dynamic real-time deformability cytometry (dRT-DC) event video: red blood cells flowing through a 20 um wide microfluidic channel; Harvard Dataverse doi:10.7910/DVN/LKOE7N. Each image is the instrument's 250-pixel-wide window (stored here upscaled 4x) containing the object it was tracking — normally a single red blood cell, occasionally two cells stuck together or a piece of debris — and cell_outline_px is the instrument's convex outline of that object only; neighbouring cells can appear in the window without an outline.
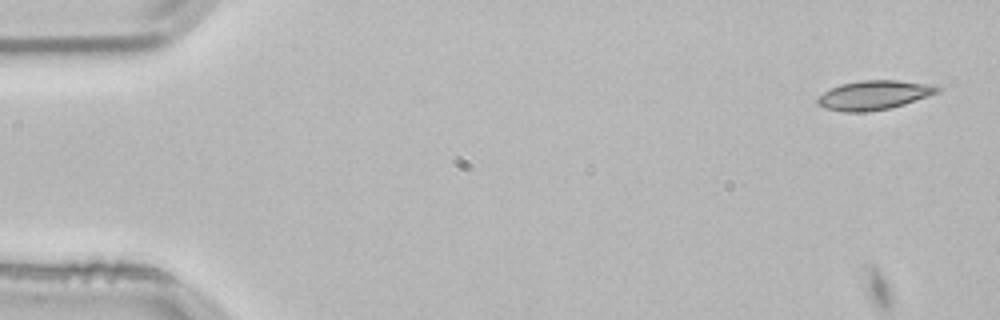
{"species": "common noctule bat (a hibernating species)", "species_latin": "Nyctalus noctula", "temperature_condition": "room temperature", "stored_images_in_passage": 9, "camera_frame_rate_fps": 3000, "um_per_image_px": 0.085, "animal": {"sex": "male", "body_mass_g": 21.5, "forearm_length_mm": 52.0}, "frame": {"image": 1, "passage_image": 2, "time_ms": 0.333, "image_size_px": [1000, 320], "cell_outline_px": [[944, 88], [940, 92], [904, 104], [888, 108], [868, 112], [844, 112], [824, 108], [816, 104], [816, 100], [824, 92], [840, 84], [864, 80], [896, 80], [936, 84]], "centroid_in_image_um": [74.34, 8.08], "position_along_channel_um": 10.7, "area_um2": 20.58}}